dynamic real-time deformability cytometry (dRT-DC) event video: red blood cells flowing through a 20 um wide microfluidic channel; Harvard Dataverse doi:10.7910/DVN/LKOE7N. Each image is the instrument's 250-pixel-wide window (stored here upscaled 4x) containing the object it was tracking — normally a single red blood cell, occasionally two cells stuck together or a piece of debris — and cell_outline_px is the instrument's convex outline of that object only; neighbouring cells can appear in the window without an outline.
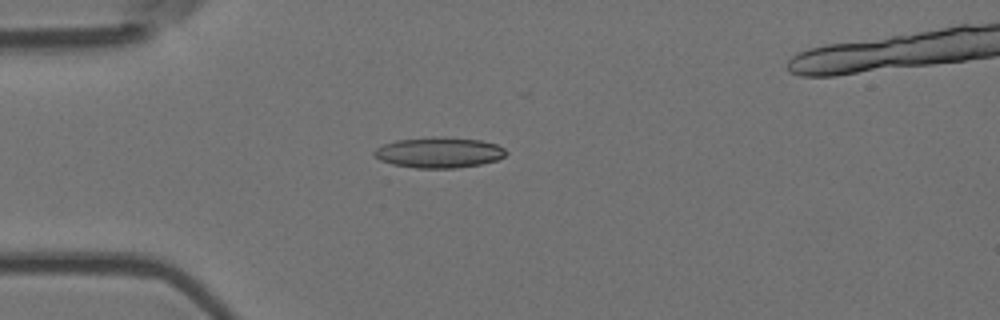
{"species": "Egyptian fruit bat (a non-hibernating species)", "species_latin": "Rousettus aegyptiacus", "temperature_condition": "room temperature", "stored_images_in_passage": 6, "camera_frame_rate_fps": 3000, "um_per_image_px": 0.085, "animal": {"sex": "female"}, "frame": {"image": 1, "passage_image": 3, "time_ms": 0.667, "image_size_px": [1000, 320], "cell_outline_px": [[508, 152], [504, 156], [496, 160], [480, 164], [456, 168], [416, 168], [392, 164], [380, 160], [372, 152], [376, 148], [384, 144], [396, 140], [432, 136], [480, 140], [496, 144], [504, 148]], "centroid_in_image_um": [37.3, 12.96], "position_along_channel_um": 47.7, "area_um2": 23.47}}
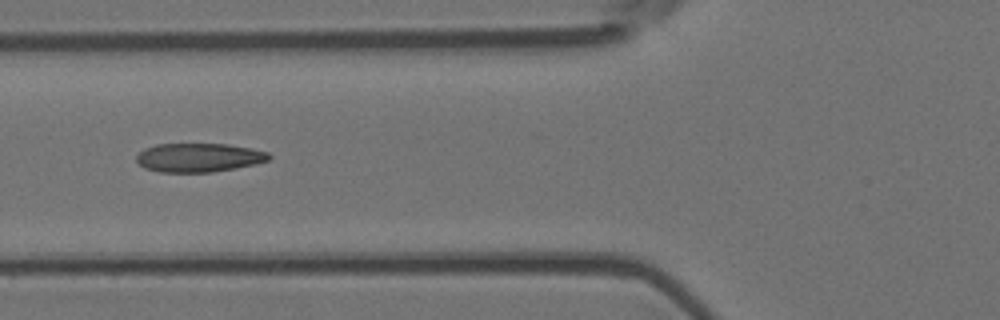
{"frame": {"image": 2, "passage_image": 5, "time_ms": 1.333, "image_size_px": [1000, 320], "cell_outline_px": [[272, 156], [268, 160], [256, 164], [236, 168], [212, 172], [160, 172], [144, 168], [136, 160], [136, 156], [144, 148], [156, 144], [228, 144], [252, 148], [268, 152]], "centroid_in_image_um": [16.91, 13.39], "position_along_channel_um": 108.9, "area_um2": 22.37}}
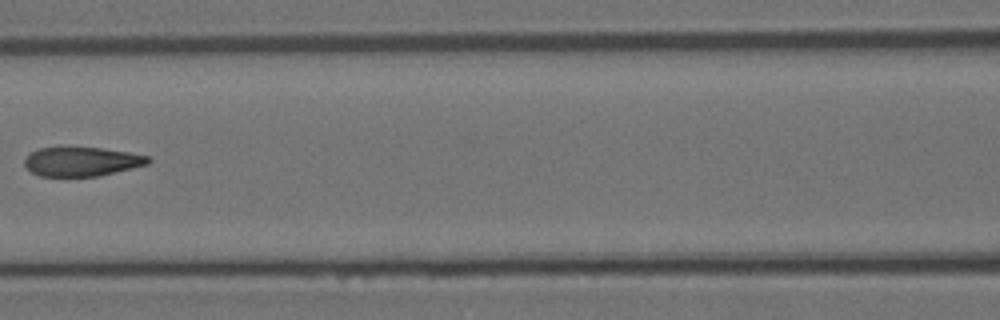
{"frame": {"image": 3, "passage_image": 6, "time_ms": 1.667, "image_size_px": [1000, 320], "cell_outline_px": [[152, 160], [148, 164], [100, 176], [40, 176], [32, 172], [24, 164], [24, 160], [32, 152], [40, 148], [100, 148], [128, 152], [148, 156]], "centroid_in_image_um": [6.98, 13.74], "position_along_channel_um": 159.6, "area_um2": 20.69}}